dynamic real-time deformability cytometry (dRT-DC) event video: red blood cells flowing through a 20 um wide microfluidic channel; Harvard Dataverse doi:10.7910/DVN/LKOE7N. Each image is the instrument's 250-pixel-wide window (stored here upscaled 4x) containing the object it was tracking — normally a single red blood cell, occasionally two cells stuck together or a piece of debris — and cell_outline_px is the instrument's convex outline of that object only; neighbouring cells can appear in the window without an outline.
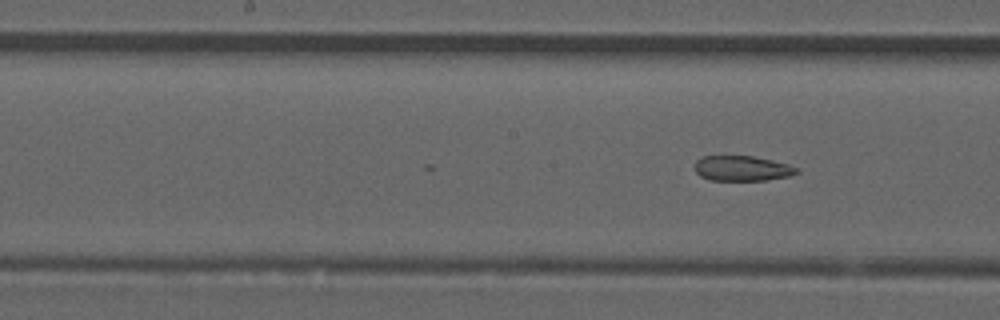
{"species": "common noctule bat (a hibernating species)", "species_latin": "Nyctalus noctula", "temperature_condition": "room temperature", "stored_images_in_passage": 26, "camera_frame_rate_fps": 3000, "um_per_image_px": 0.085, "animal": {"sex": "male", "forearm_length_mm": 52.5}, "frame": {"image": 1, "passage_image": 26, "time_ms": 8.333, "image_size_px": [1000, 320], "cell_outline_px": [[800, 172], [788, 176], [764, 180], [708, 180], [700, 176], [692, 168], [696, 160], [704, 156], [752, 156], [772, 160], [788, 164], [796, 168]], "centroid_in_image_um": [63.02, 14.31], "position_along_channel_um": 185.2, "area_um2": 14.97}}